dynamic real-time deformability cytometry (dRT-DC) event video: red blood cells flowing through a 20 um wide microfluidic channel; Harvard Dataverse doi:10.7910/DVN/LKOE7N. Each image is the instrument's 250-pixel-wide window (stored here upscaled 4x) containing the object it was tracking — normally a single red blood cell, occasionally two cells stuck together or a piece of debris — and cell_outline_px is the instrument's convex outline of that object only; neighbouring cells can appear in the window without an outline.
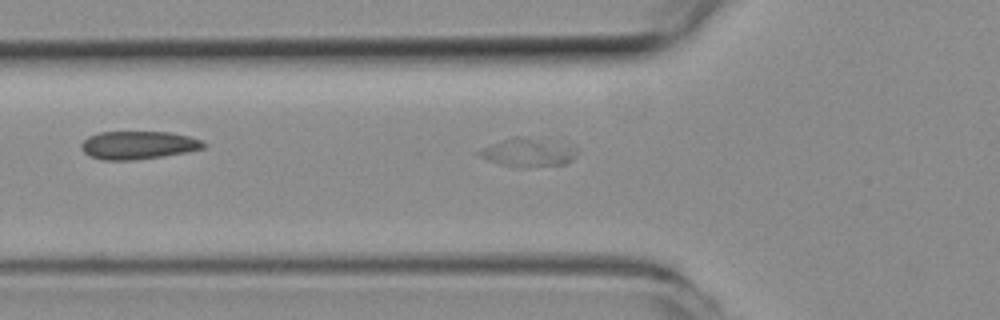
{"species": "common noctule bat (a hibernating species)", "species_latin": "Nyctalus noctula", "temperature_condition": "room temperature", "stored_images_in_passage": 36, "camera_frame_rate_fps": 3000, "um_per_image_px": 0.085, "animal": {"sex": "female", "body_mass_g": 19.3, "forearm_length_mm": 54.1}, "frame": {"image": 1, "passage_image": 6, "time_ms": 1.667, "image_size_px": [1000, 320], "cell_outline_px": [[572, 160], [564, 164], [524, 168], [520, 168], [500, 164], [488, 160], [480, 156], [476, 152], [484, 148], [504, 140], [516, 136], [572, 144]], "centroid_in_image_um": [44.86, 12.98], "position_along_channel_um": 80.9, "area_um2": 15.72}}
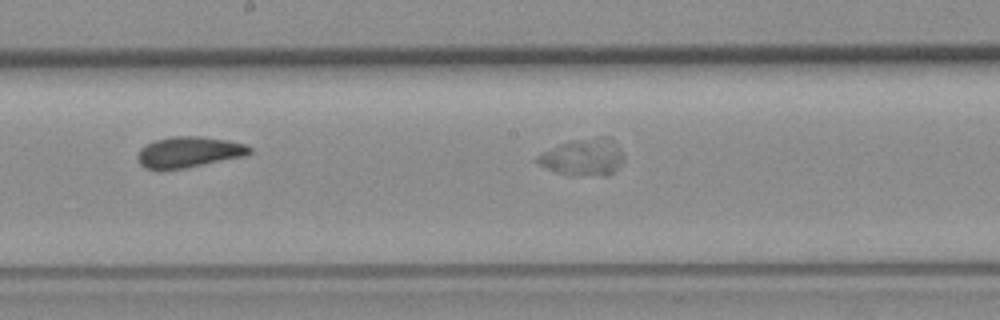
{"frame": {"image": 2, "passage_image": 15, "time_ms": 4.667, "image_size_px": [1000, 320], "cell_outline_px": [[624, 160], [612, 172], [604, 176], [568, 176], [556, 172], [540, 164], [536, 160], [536, 156], [568, 140], [604, 136], [608, 136], [620, 148], [624, 156]], "centroid_in_image_um": [49.59, 13.36], "position_along_channel_um": 198.6, "area_um2": 18.67}}
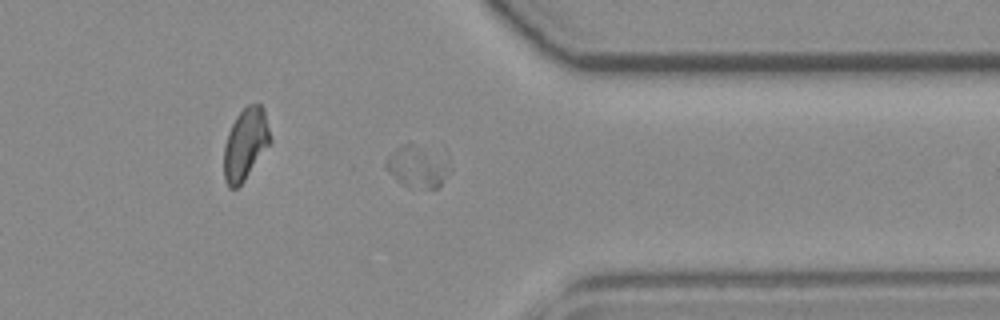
{"frame": {"image": 3, "passage_image": 29, "time_ms": 9.333, "image_size_px": [1000, 320], "cell_outline_px": [[444, 172], [440, 184], [436, 188], [428, 188], [404, 184], [388, 172], [384, 164], [388, 156], [396, 148], [404, 144], [412, 144], [440, 168]], "centroid_in_image_um": [35.15, 14.24], "position_along_channel_um": 376.3, "area_um2": 12.43}}